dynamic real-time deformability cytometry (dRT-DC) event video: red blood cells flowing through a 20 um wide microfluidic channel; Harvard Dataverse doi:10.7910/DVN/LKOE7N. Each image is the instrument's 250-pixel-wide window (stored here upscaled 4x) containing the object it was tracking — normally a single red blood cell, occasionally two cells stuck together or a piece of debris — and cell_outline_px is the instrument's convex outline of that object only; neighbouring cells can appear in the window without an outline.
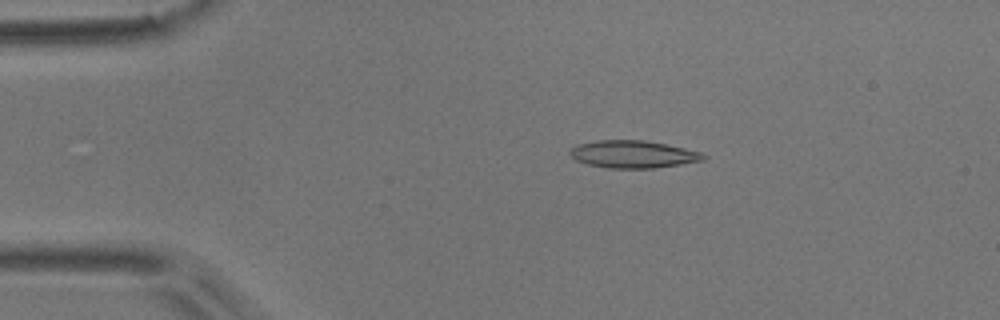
{"species": "common noctule bat (a hibernating species)", "species_latin": "Nyctalus noctula", "temperature_condition": "room temperature", "stored_images_in_passage": 6, "camera_frame_rate_fps": 3000, "um_per_image_px": 0.085, "animal": {"sex": "male", "body_mass_g": 17.9}, "frame": {"image": 1, "passage_image": 3, "time_ms": 0.667, "image_size_px": [1000, 320], "cell_outline_px": [[708, 156], [704, 160], [680, 164], [652, 168], [608, 168], [588, 164], [576, 160], [568, 152], [576, 144], [596, 140], [644, 140], [668, 144], [700, 152]], "centroid_in_image_um": [53.8, 13.1], "position_along_channel_um": 31.2, "area_um2": 21.33}}
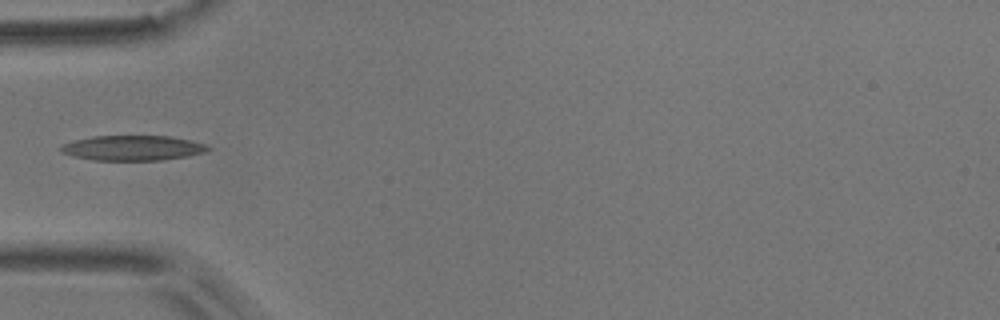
{"frame": {"image": 2, "passage_image": 5, "time_ms": 1.333, "image_size_px": [1000, 320], "cell_outline_px": [[212, 148], [204, 152], [188, 156], [160, 160], [92, 160], [72, 156], [60, 152], [60, 148], [64, 144], [76, 140], [92, 136], [168, 136], [188, 140], [204, 144]], "centroid_in_image_um": [11.26, 12.58], "position_along_channel_um": 73.7, "area_um2": 21.27}}
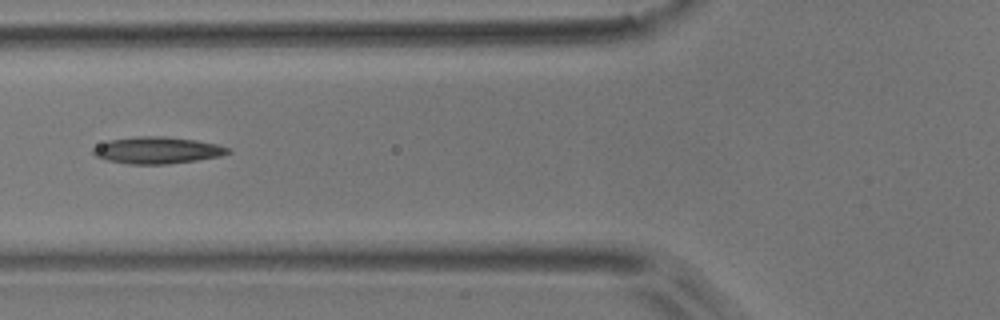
{"frame": {"image": 3, "passage_image": 6, "time_ms": 1.667, "image_size_px": [1000, 320], "cell_outline_px": [[232, 152], [220, 156], [196, 160], [168, 164], [128, 164], [104, 160], [96, 156], [92, 152], [92, 148], [108, 140], [136, 136], [164, 136], [196, 140], [216, 144], [228, 148]], "centroid_in_image_um": [13.33, 12.77], "position_along_channel_um": 112.5, "area_um2": 21.1}}